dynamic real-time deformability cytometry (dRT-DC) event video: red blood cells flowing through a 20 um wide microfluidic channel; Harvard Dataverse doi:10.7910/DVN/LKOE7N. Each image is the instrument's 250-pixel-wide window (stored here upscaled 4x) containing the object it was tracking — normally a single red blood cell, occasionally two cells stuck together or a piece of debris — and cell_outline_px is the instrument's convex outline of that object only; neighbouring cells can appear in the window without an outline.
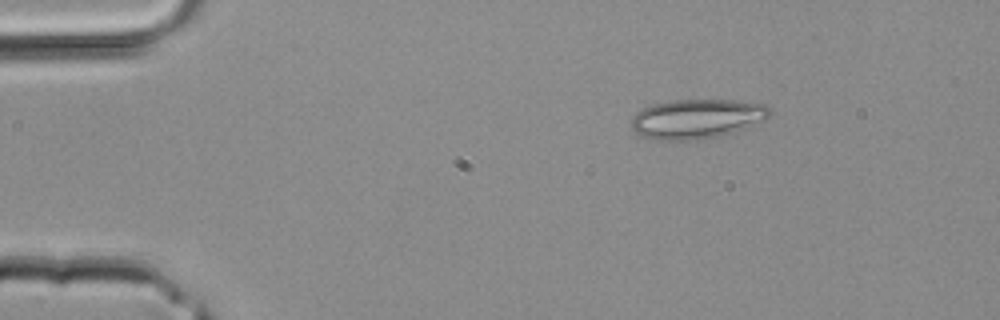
{"species": "common noctule bat (a hibernating species)", "species_latin": "Nyctalus noctula", "temperature_condition": "room temperature", "stored_images_in_passage": 2, "camera_frame_rate_fps": 3000, "um_per_image_px": 0.085, "animal": {"sex": "male", "body_mass_g": 20.4}, "frame": {"image": 1, "passage_image": 1, "time_ms": 0.0, "image_size_px": [1000, 320], "cell_outline_px": [[772, 112], [764, 120], [744, 128], [732, 132], [716, 136], [696, 140], [652, 140], [636, 132], [632, 128], [632, 116], [636, 112], [652, 104], [672, 100], [732, 100], [764, 104]], "centroid_in_image_um": [59.2, 10.09], "position_along_channel_um": 25.8, "area_um2": 31.62}}